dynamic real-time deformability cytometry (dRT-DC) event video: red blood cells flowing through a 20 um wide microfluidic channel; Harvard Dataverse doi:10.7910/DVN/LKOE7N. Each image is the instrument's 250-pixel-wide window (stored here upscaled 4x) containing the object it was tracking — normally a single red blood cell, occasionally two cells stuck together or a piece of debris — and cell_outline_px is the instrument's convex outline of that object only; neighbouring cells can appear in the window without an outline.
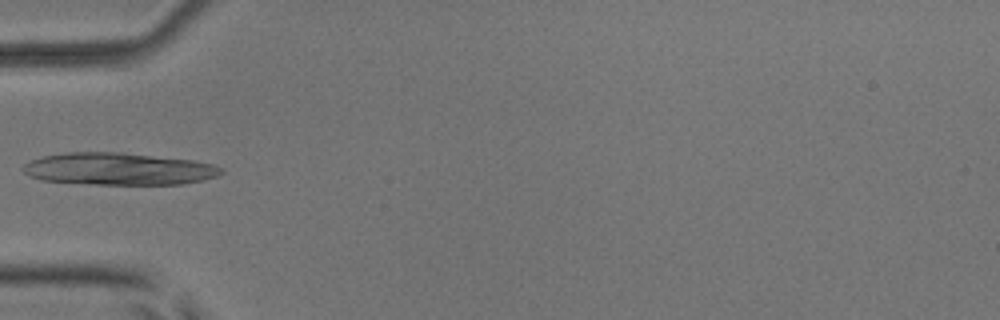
{"species": "common noctule bat (a hibernating species)", "species_latin": "Nyctalus noctula", "temperature_condition": "room temperature", "stored_images_in_passage": 5, "camera_frame_rate_fps": 3000, "um_per_image_px": 0.085, "animal": {"sex": "male", "body_mass_g": 17.9, "forearm_length_mm": 54.2}, "frame": {"image": 1, "passage_image": 4, "time_ms": 1.0, "image_size_px": [1000, 320], "cell_outline_px": [[224, 172], [216, 176], [204, 180], [184, 184], [92, 184], [40, 180], [28, 176], [24, 172], [24, 164], [28, 160], [44, 156], [64, 152], [120, 152], [192, 160], [212, 164], [224, 168]], "centroid_in_image_um": [10.07, 14.35], "position_along_channel_um": 74.9, "area_um2": 37.28}}
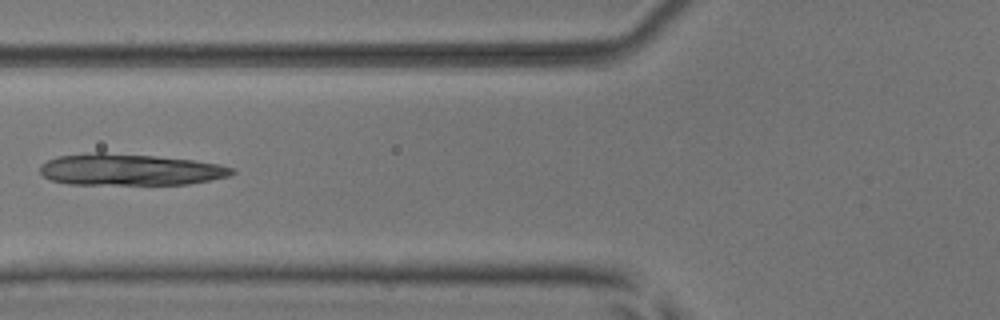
{"frame": {"image": 2, "passage_image": 5, "time_ms": 1.333, "image_size_px": [1000, 320], "cell_outline_px": [[236, 172], [228, 176], [188, 184], [68, 184], [52, 180], [44, 176], [40, 172], [40, 164], [48, 160], [60, 156], [96, 152], [104, 152], [156, 156], [192, 160], [216, 164], [232, 168]], "centroid_in_image_um": [11.0, 14.42], "position_along_channel_um": 114.8, "area_um2": 34.91}}